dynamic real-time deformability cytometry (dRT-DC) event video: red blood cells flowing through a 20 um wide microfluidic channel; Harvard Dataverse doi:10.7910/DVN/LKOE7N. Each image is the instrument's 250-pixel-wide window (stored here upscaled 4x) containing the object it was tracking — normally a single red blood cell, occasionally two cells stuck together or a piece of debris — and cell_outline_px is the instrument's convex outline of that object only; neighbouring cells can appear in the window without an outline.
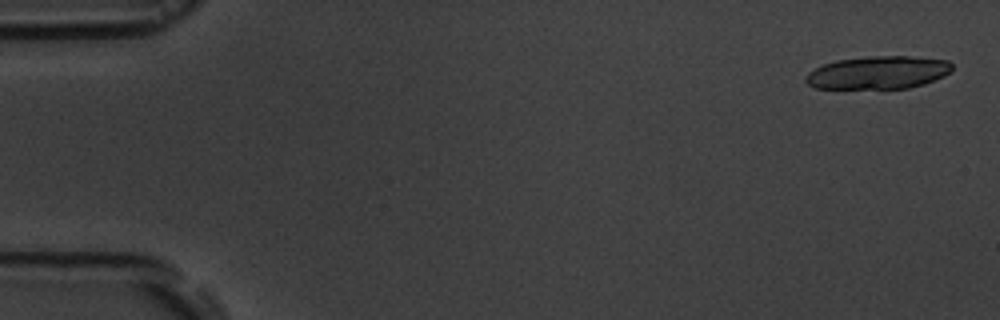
{"species": "common noctule bat (a hibernating species)", "species_latin": "Nyctalus noctula", "temperature_condition": "room temperature", "stored_images_in_passage": 5, "camera_frame_rate_fps": 3000, "um_per_image_px": 0.085, "animal": {"sex": "male", "body_mass_g": 19.5, "forearm_length_mm": 54.6}, "frame": {"image": 1, "passage_image": 1, "time_ms": 0.0, "image_size_px": [1000, 320], "cell_outline_px": [[952, 68], [944, 76], [924, 84], [908, 88], [816, 88], [808, 84], [804, 80], [804, 76], [808, 72], [824, 64], [836, 60], [868, 56], [908, 56], [948, 60], [952, 64]], "centroid_in_image_um": [74.63, 6.16], "position_along_channel_um": 10.4, "area_um2": 27.98}}